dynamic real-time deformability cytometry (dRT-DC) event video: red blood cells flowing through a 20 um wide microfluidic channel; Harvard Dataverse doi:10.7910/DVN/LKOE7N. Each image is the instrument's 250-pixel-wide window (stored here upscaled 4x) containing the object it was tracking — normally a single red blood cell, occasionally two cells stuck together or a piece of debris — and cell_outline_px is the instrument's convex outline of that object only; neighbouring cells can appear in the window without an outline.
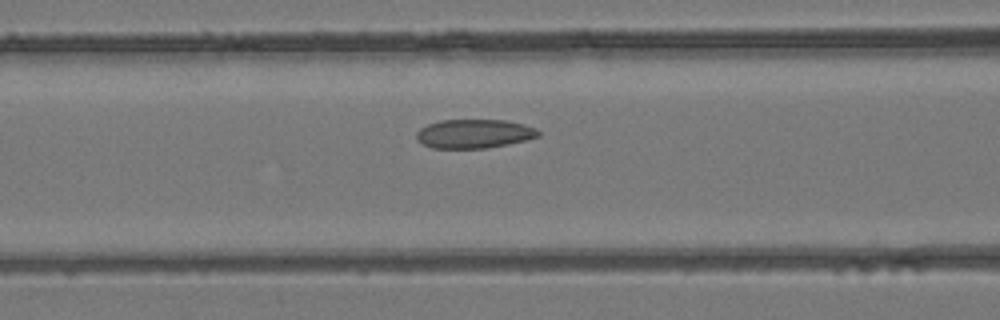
{"species": "common noctule bat (a hibernating species)", "species_latin": "Nyctalus noctula", "temperature_condition": "room temperature", "stored_images_in_passage": 33, "camera_frame_rate_fps": 3000, "um_per_image_px": 0.085, "animal": {"sex": "female", "body_mass_g": 24.6, "forearm_length_mm": 56.2}, "frame": {"image": 1, "passage_image": 13, "time_ms": 4.0, "image_size_px": [1000, 320], "cell_outline_px": [[540, 136], [528, 140], [508, 144], [484, 148], [432, 148], [416, 140], [416, 132], [420, 128], [428, 124], [440, 120], [504, 120], [524, 124], [536, 128], [540, 132]], "centroid_in_image_um": [40.31, 11.36], "position_along_channel_um": 126.3, "area_um2": 20.63}}
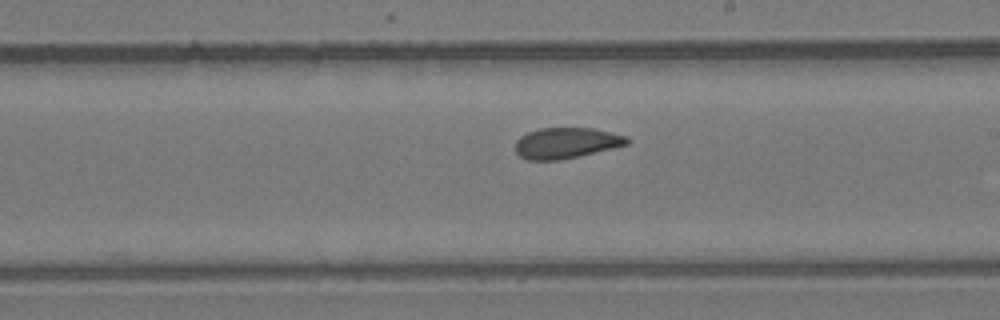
{"frame": {"image": 2, "passage_image": 21, "time_ms": 6.667, "image_size_px": [1000, 320], "cell_outline_px": [[632, 140], [628, 144], [612, 148], [560, 160], [528, 160], [520, 156], [516, 152], [516, 140], [520, 136], [528, 132], [540, 128], [592, 128], [628, 136]], "centroid_in_image_um": [48.14, 12.15], "position_along_channel_um": 240.9, "area_um2": 20.0}}
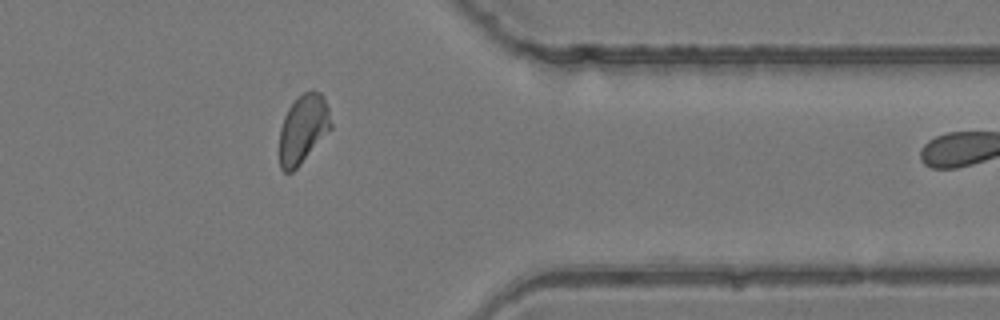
{"frame": {"image": 3, "passage_image": 32, "time_ms": 10.333, "image_size_px": [1000, 320], "cell_outline_px": [[332, 128], [300, 164], [292, 172], [284, 172], [280, 168], [280, 128], [284, 116], [288, 108], [304, 92], [312, 88], [320, 92], [328, 108], [332, 124]], "centroid_in_image_um": [25.77, 10.95], "position_along_channel_um": 385.6, "area_um2": 20.46}}